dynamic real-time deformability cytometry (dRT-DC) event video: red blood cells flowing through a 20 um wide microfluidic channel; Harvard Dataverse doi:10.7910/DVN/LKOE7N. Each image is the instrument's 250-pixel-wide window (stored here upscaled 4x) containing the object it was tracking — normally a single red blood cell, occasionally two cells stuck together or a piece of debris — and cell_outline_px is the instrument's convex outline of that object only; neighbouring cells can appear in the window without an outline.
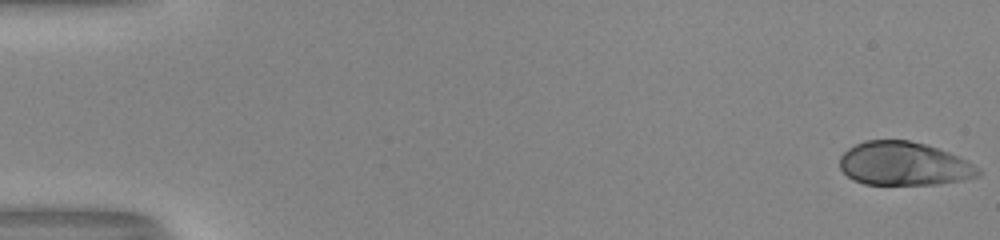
{"species": "human", "species_latin": "Homo sapiens", "temperature_condition": "room temperature", "stored_images_in_passage": 53, "camera_frame_rate_fps": 3000, "um_per_image_px": 0.085, "donor": {"sex": "male"}, "frame": {"image": 1, "passage_image": 1, "time_ms": 0.0, "image_size_px": [1000, 240], "cell_outline_px": [[980, 176], [964, 180], [936, 184], [864, 184], [852, 180], [840, 168], [840, 156], [848, 148], [864, 140], [908, 140], [924, 144], [948, 152], [968, 160], [980, 168]], "centroid_in_image_um": [76.84, 13.92], "position_along_channel_um": 8.2, "area_um2": 35.2}}
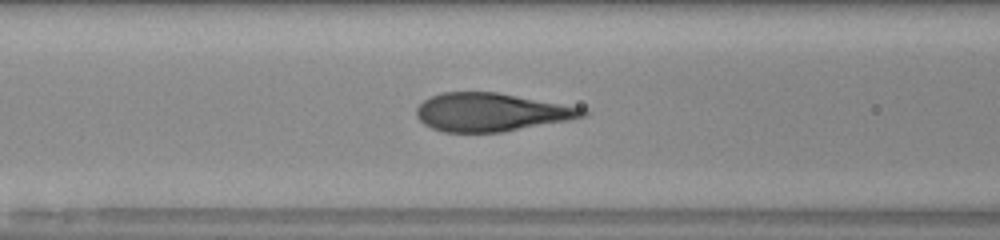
{"frame": {"image": 2, "passage_image": 23, "time_ms": 7.333, "image_size_px": [1000, 240], "cell_outline_px": [[592, 112], [588, 116], [568, 120], [504, 132], [444, 132], [432, 128], [424, 124], [416, 116], [416, 108], [424, 100], [440, 92], [496, 92], [584, 108]], "centroid_in_image_um": [41.76, 9.54], "position_along_channel_um": 124.8, "area_um2": 37.05}}
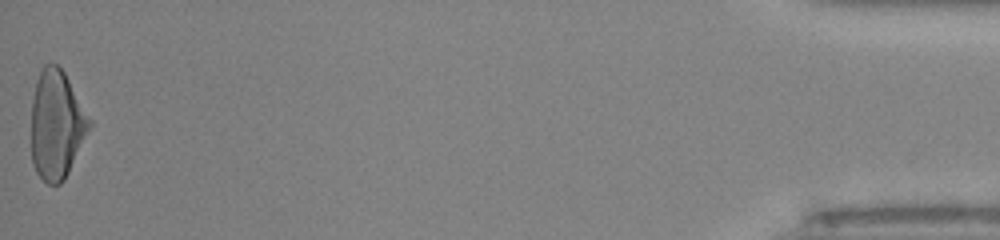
{"frame": {"image": 3, "passage_image": 53, "time_ms": 17.333, "image_size_px": [1000, 240], "cell_outline_px": [[92, 124], [64, 180], [60, 184], [48, 184], [36, 172], [32, 164], [32, 100], [36, 80], [44, 64], [56, 64], [64, 72], [92, 120]], "centroid_in_image_um": [4.81, 10.6], "position_along_channel_um": 430.4, "area_um2": 36.59}, "authors_computed_cell_mechanics": {"area_um2": 37.0498, "velocity_mm_per_s": 4.0307, "shape_relaxation_time_tau1_ms": 5.0477, "shape_relaxation_time_tau2_ms": null, "deformation_change_tau1": 0.2075, "deformation_change_tau2": null}}